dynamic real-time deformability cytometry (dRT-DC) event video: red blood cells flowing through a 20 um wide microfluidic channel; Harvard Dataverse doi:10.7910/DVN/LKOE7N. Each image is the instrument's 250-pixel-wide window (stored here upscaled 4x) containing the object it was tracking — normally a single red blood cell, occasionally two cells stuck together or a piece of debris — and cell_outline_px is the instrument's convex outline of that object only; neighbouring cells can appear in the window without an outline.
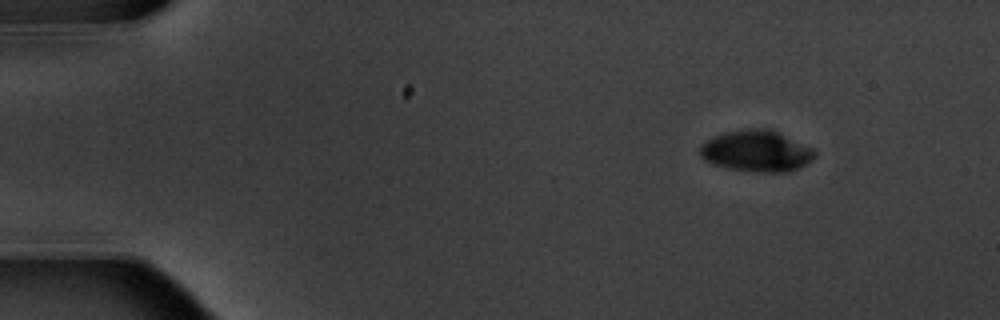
{"species": "common noctule bat (a hibernating species)", "species_latin": "Nyctalus noctula", "temperature_condition": "warm", "stored_images_in_passage": 4, "camera_frame_rate_fps": 3000, "um_per_image_px": 0.085, "animal": {"sex": "male", "body_mass_g": 20.1, "forearm_length_mm": 53.5}, "frame": {"image": 1, "passage_image": 1, "time_ms": 0.0, "image_size_px": [1000, 320], "cell_outline_px": [[816, 156], [808, 164], [792, 172], [752, 172], [728, 168], [712, 164], [704, 160], [700, 156], [700, 144], [704, 140], [728, 132], [752, 128], [768, 128], [816, 148]], "centroid_in_image_um": [64.35, 12.86], "position_along_channel_um": 20.6, "area_um2": 28.09}}
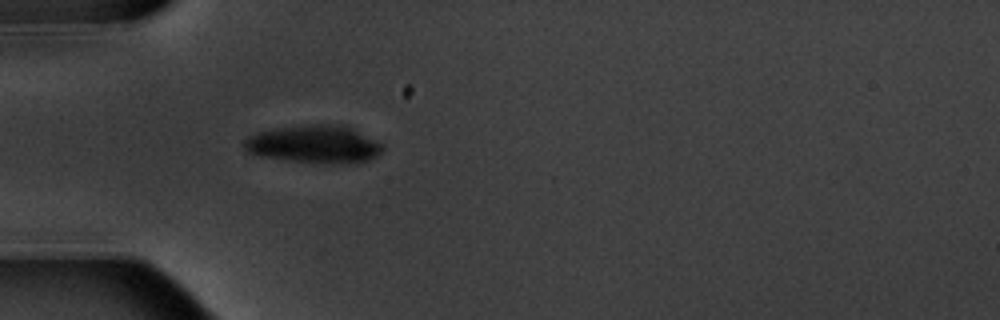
{"frame": {"image": 2, "passage_image": 4, "time_ms": 3.667, "image_size_px": [1000, 320], "cell_outline_px": [[384, 148], [376, 156], [368, 160], [284, 160], [256, 156], [248, 152], [244, 148], [244, 140], [260, 132], [276, 128], [316, 124], [328, 124], [348, 128], [384, 144]], "centroid_in_image_um": [26.62, 12.22], "position_along_channel_um": 58.4, "area_um2": 28.73}}